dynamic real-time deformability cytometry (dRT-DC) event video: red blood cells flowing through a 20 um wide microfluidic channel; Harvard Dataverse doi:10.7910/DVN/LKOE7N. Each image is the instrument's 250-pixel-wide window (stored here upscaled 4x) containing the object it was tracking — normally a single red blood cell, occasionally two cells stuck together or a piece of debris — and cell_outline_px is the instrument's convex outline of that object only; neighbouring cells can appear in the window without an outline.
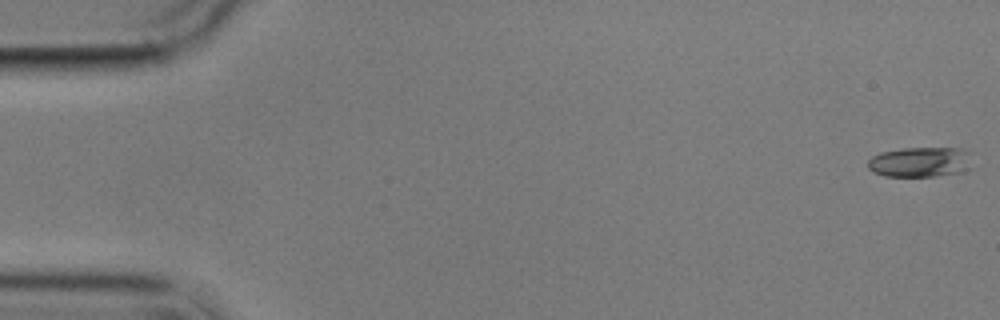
{"species": "common noctule bat (a hibernating species)", "species_latin": "Nyctalus noctula", "temperature_condition": "cold", "stored_images_in_passage": 4, "camera_frame_rate_fps": 3000, "um_per_image_px": 0.085, "animal": {"sex": "male", "body_mass_g": 17.9}, "frame": {"image": 1, "passage_image": 1, "time_ms": 0.0, "image_size_px": [1000, 320], "cell_outline_px": [[972, 168], [960, 172], [936, 176], [884, 176], [872, 172], [868, 168], [868, 160], [872, 156], [880, 152], [904, 148], [960, 148], [964, 152]], "centroid_in_image_um": [78.13, 13.78], "position_along_channel_um": 6.9, "area_um2": 18.09}}
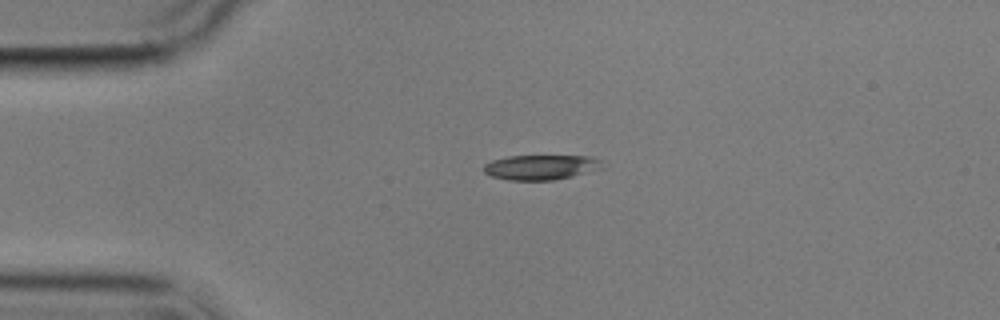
{"frame": {"image": 2, "passage_image": 4, "time_ms": 4.0, "image_size_px": [1000, 320], "cell_outline_px": [[604, 168], [572, 176], [552, 180], [508, 180], [492, 176], [484, 172], [484, 164], [492, 160], [508, 156], [588, 156], [600, 160]], "centroid_in_image_um": [45.97, 14.21], "position_along_channel_um": 39.0, "area_um2": 17.11}}